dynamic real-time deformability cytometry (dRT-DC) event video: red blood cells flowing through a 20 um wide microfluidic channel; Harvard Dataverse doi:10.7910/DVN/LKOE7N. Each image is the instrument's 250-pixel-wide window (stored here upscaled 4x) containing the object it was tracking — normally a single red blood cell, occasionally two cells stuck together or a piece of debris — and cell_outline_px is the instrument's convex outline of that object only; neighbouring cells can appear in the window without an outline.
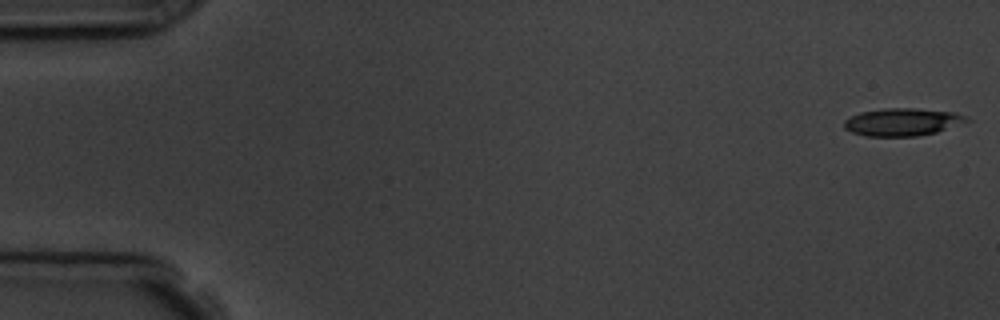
{"species": "common noctule bat (a hibernating species)", "species_latin": "Nyctalus noctula", "temperature_condition": "room temperature", "stored_images_in_passage": 5, "camera_frame_rate_fps": 3000, "um_per_image_px": 0.085, "animal": {"sex": "male", "body_mass_g": 19.5, "forearm_length_mm": 54.6}, "frame": {"image": 1, "passage_image": 1, "time_ms": 0.0, "image_size_px": [1000, 320], "cell_outline_px": [[972, 120], [936, 132], [916, 136], [864, 136], [852, 132], [844, 128], [844, 120], [860, 112], [884, 108], [916, 108], [956, 112], [968, 116]], "centroid_in_image_um": [76.73, 10.36], "position_along_channel_um": 8.3, "area_um2": 19.83}}
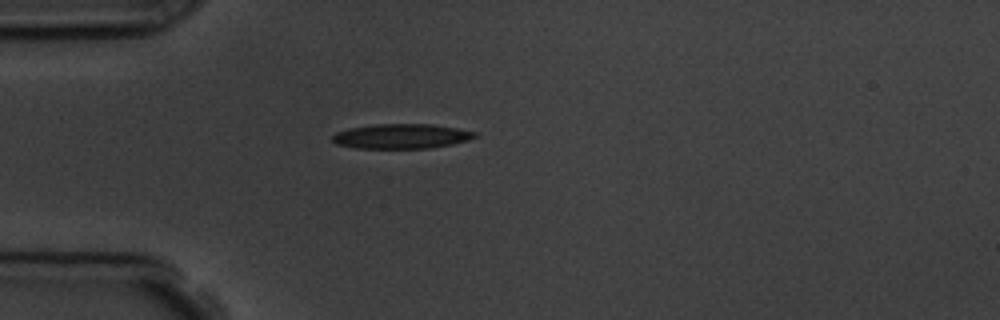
{"frame": {"image": 2, "passage_image": 5, "time_ms": 4.667, "image_size_px": [1000, 320], "cell_outline_px": [[476, 136], [468, 140], [452, 144], [428, 148], [356, 148], [336, 144], [332, 140], [332, 136], [336, 132], [348, 128], [372, 124], [432, 124], [456, 128], [476, 132]], "centroid_in_image_um": [34.08, 11.57], "position_along_channel_um": 50.9, "area_um2": 20.52}}